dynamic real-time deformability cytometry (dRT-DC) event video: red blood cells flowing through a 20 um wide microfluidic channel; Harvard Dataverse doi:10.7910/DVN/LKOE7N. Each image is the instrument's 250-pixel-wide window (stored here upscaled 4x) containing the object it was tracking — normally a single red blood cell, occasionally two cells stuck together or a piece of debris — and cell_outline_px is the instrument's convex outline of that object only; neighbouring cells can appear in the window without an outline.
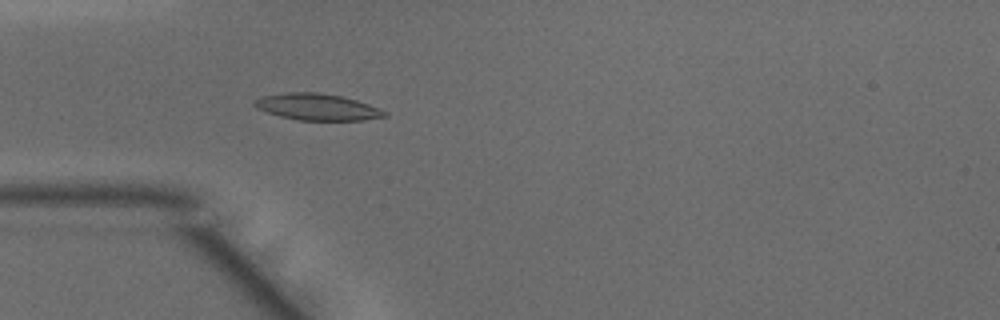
{"species": "common noctule bat (a hibernating species)", "species_latin": "Nyctalus noctula", "temperature_condition": "warm", "stored_images_in_passage": 47, "camera_frame_rate_fps": 3000, "um_per_image_px": 0.085, "animal": {"sex": "male", "body_mass_g": 15.6}, "frame": {"image": 1, "passage_image": 13, "time_ms": 4.0, "image_size_px": [1000, 320], "cell_outline_px": [[388, 116], [364, 120], [296, 120], [280, 116], [256, 108], [252, 104], [260, 96], [288, 92], [316, 92], [340, 96], [356, 100], [380, 108], [388, 112]], "centroid_in_image_um": [26.97, 9.09], "position_along_channel_um": 58.0, "area_um2": 20.11}}
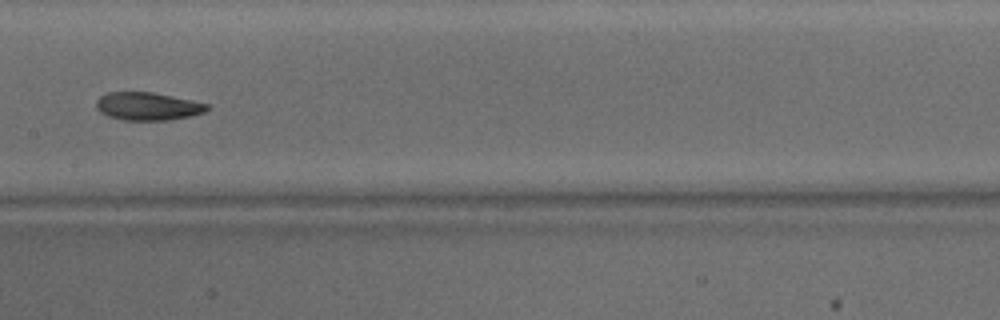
{"frame": {"image": 2, "passage_image": 23, "time_ms": 7.333, "image_size_px": [1000, 320], "cell_outline_px": [[212, 108], [204, 112], [192, 116], [168, 120], [124, 120], [108, 116], [100, 112], [96, 108], [96, 100], [100, 96], [108, 92], [152, 92], [192, 100], [208, 104]], "centroid_in_image_um": [12.57, 9.03], "position_along_channel_um": 194.8, "area_um2": 18.15}}
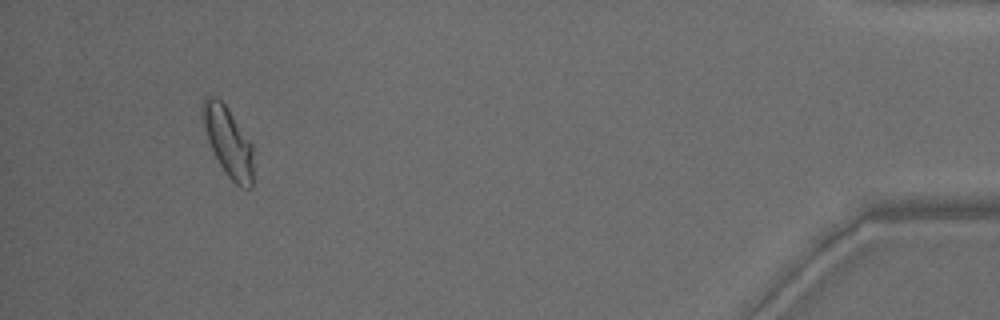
{"frame": {"image": 3, "passage_image": 44, "time_ms": 14.333, "image_size_px": [1000, 320], "cell_outline_px": [[252, 188], [244, 188], [236, 184], [224, 172], [208, 140], [200, 116], [200, 108], [204, 96], [216, 96], [228, 108], [252, 144]], "centroid_in_image_um": [19.36, 11.99], "position_along_channel_um": 415.8, "area_um2": 20.52}, "authors_computed_cell_mechanics": {"area_um2": 19.1896, "velocity_mm_per_s": 4.1655, "shape_relaxation_time_tau1_ms": 4.2678, "shape_relaxation_time_tau2_ms": 3.3676, "deformation_change_tau1": 0.1437, "deformation_change_tau2": 0.0968}}